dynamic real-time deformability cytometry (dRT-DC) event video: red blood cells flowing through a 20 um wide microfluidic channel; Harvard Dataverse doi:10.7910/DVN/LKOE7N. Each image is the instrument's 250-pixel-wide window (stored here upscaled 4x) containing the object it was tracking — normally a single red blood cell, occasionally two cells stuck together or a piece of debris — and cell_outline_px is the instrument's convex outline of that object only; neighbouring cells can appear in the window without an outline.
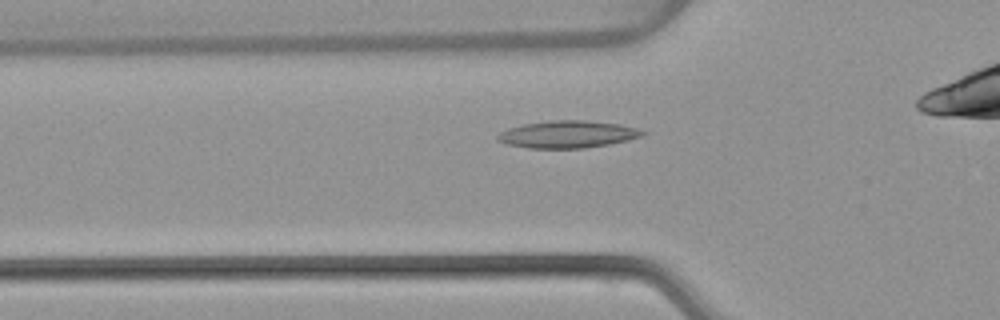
{"species": "common noctule bat (a hibernating species)", "species_latin": "Nyctalus noctula", "temperature_condition": "warm", "stored_images_in_passage": 37, "camera_frame_rate_fps": 3000, "um_per_image_px": 0.085, "animal": {"sex": "female", "body_mass_g": 22.7, "forearm_length_mm": 54.2}, "frame": {"image": 1, "passage_image": 8, "time_ms": 2.333, "image_size_px": [1000, 320], "cell_outline_px": [[648, 132], [640, 136], [628, 140], [608, 144], [584, 148], [528, 148], [508, 144], [496, 140], [496, 136], [500, 132], [508, 128], [524, 124], [548, 120], [584, 120], [620, 124], [636, 128]], "centroid_in_image_um": [48.23, 11.41], "position_along_channel_um": 77.6, "area_um2": 22.95}}
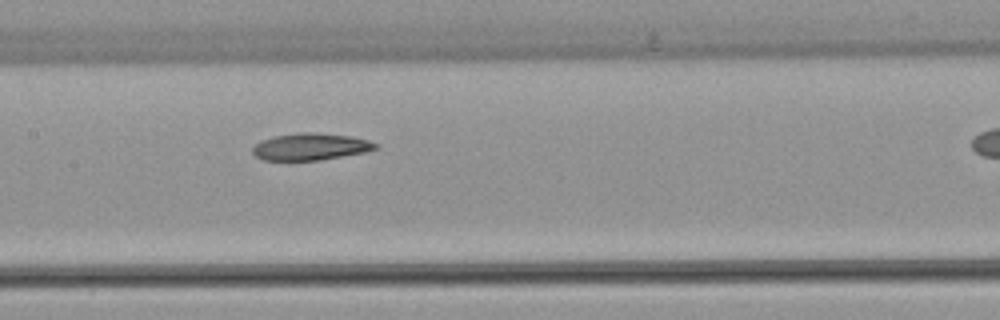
{"frame": {"image": 2, "passage_image": 16, "time_ms": 5.0, "image_size_px": [1000, 320], "cell_outline_px": [[380, 148], [364, 152], [320, 160], [260, 160], [252, 152], [252, 148], [260, 140], [272, 136], [300, 132], [312, 132], [352, 136], [368, 140], [380, 144]], "centroid_in_image_um": [26.4, 12.46], "position_along_channel_um": 181.0, "area_um2": 19.48}}
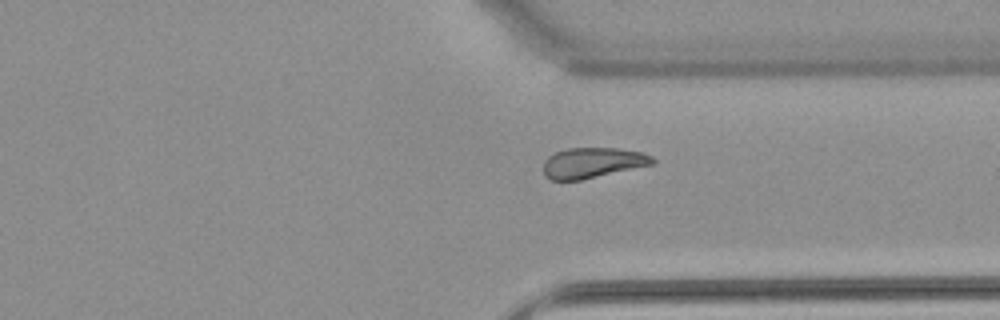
{"frame": {"image": 3, "passage_image": 30, "time_ms": 9.667, "image_size_px": [1000, 320], "cell_outline_px": [[656, 164], [580, 180], [548, 180], [544, 176], [544, 160], [548, 156], [556, 152], [568, 148], [616, 148], [644, 152], [652, 156], [656, 160]], "centroid_in_image_um": [50.4, 13.84], "position_along_channel_um": 361.0, "area_um2": 19.59}, "authors_computed_cell_mechanics": {"area_um2": 20.0566, "velocity_mm_per_s": 3.8601, "shape_relaxation_time_tau1_ms": null, "shape_relaxation_time_tau2_ms": 5.3146, "deformation_change_tau1": null, "deformation_change_tau2": 0.1159}}